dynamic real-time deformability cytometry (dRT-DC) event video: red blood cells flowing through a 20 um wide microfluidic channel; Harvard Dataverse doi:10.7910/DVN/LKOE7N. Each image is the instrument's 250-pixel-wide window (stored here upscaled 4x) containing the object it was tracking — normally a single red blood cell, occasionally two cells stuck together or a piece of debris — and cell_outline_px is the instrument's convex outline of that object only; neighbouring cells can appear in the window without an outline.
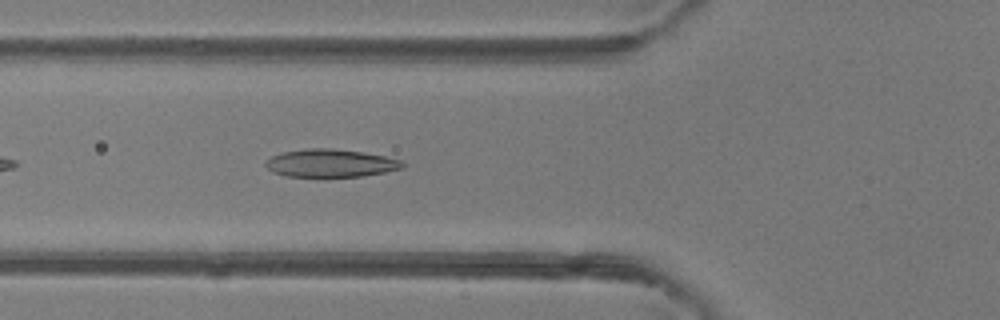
{"species": "common noctule bat (a hibernating species)", "species_latin": "Nyctalus noctula", "temperature_condition": "room temperature", "stored_images_in_passage": 14, "camera_frame_rate_fps": 3000, "um_per_image_px": 0.085, "animal": {"sex": "female"}, "frame": {"image": 1, "passage_image": 5, "time_ms": 1.333, "image_size_px": [1000, 320], "cell_outline_px": [[404, 168], [364, 176], [288, 176], [272, 172], [264, 164], [272, 156], [284, 152], [308, 148], [332, 148], [364, 152], [384, 156], [400, 160], [404, 164]], "centroid_in_image_um": [28.11, 13.86], "position_along_channel_um": 97.7, "area_um2": 22.02}}
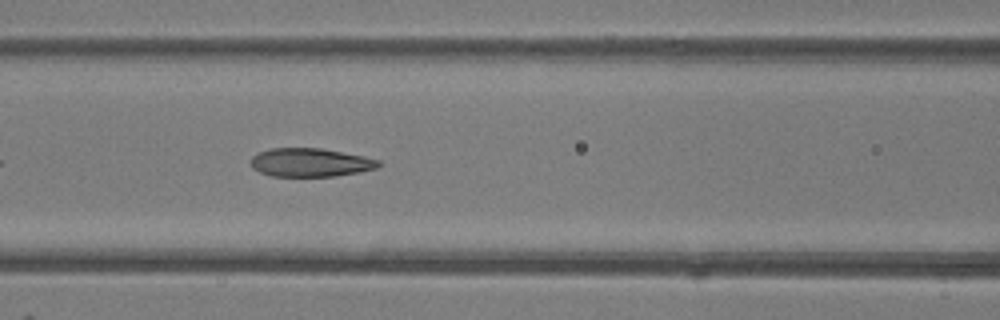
{"frame": {"image": 2, "passage_image": 8, "time_ms": 2.333, "image_size_px": [1000, 320], "cell_outline_px": [[380, 164], [376, 168], [360, 172], [336, 176], [272, 176], [260, 172], [252, 168], [252, 156], [268, 148], [320, 148], [364, 156], [380, 160]], "centroid_in_image_um": [26.39, 13.81], "position_along_channel_um": 140.2, "area_um2": 21.15}}